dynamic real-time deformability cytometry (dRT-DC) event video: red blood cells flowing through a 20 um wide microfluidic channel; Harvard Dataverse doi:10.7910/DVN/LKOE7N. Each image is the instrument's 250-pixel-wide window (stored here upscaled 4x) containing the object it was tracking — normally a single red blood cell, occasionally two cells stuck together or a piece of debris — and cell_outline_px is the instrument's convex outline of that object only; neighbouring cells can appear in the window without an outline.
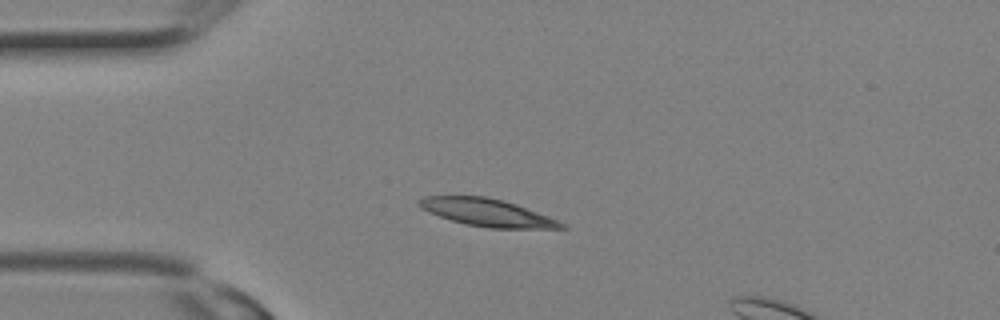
{"species": "Egyptian fruit bat (a non-hibernating species)", "species_latin": "Rousettus aegyptiacus", "temperature_condition": "room temperature", "stored_images_in_passage": 1, "camera_frame_rate_fps": 3000, "um_per_image_px": 0.085, "animal": {"sex": "female"}, "frame": {"image": 1, "passage_image": 1, "time_ms": 0.0, "image_size_px": [1000, 320], "cell_outline_px": [[568, 228], [488, 228], [468, 224], [452, 220], [428, 212], [420, 208], [416, 204], [416, 200], [424, 196], [484, 196], [504, 200], [516, 204], [548, 216], [564, 224]], "centroid_in_image_um": [41.35, 18.05], "position_along_channel_um": 43.7, "area_um2": 22.6}}